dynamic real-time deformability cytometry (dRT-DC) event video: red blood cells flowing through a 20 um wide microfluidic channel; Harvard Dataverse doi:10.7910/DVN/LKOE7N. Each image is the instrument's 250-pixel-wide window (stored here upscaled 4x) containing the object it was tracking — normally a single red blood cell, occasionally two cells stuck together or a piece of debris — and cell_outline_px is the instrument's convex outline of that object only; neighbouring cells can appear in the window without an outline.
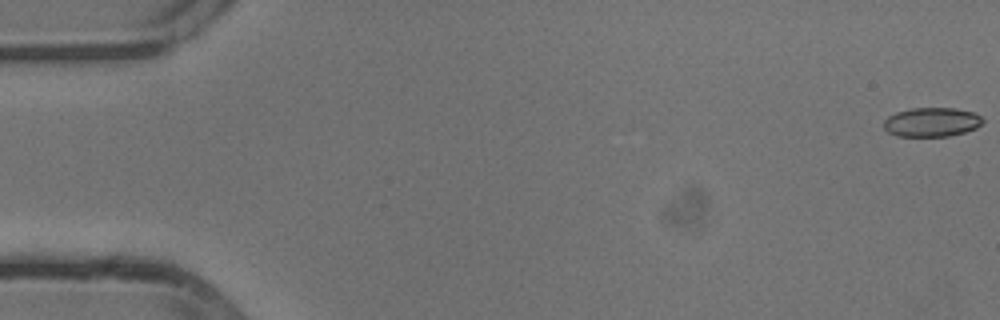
{"species": "common noctule bat (a hibernating species)", "species_latin": "Nyctalus noctula", "temperature_condition": "cold", "stored_images_in_passage": 54, "camera_frame_rate_fps": 3000, "um_per_image_px": 0.085, "animal": {"sex": "male", "body_mass_g": 13.3}, "frame": {"image": 1, "passage_image": 1, "time_ms": 0.0, "image_size_px": [1000, 320], "cell_outline_px": [[984, 120], [976, 128], [964, 132], [948, 136], [896, 136], [888, 132], [884, 128], [884, 120], [888, 116], [896, 112], [912, 108], [956, 108], [972, 112], [980, 116]], "centroid_in_image_um": [79.17, 10.38], "position_along_channel_um": 5.8, "area_um2": 16.76}}
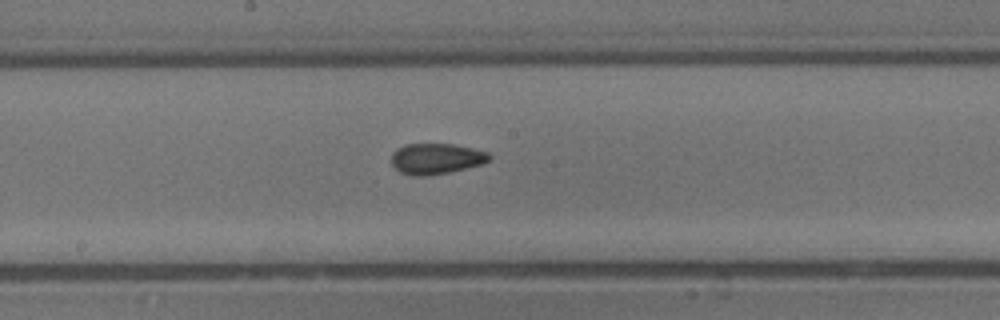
{"frame": {"image": 2, "passage_image": 29, "time_ms": 9.333, "image_size_px": [1000, 320], "cell_outline_px": [[492, 156], [484, 164], [448, 172], [428, 176], [412, 176], [400, 172], [392, 164], [392, 152], [396, 148], [404, 144], [456, 144], [488, 152]], "centroid_in_image_um": [37.07, 13.48], "position_along_channel_um": 211.1, "area_um2": 17.69}}
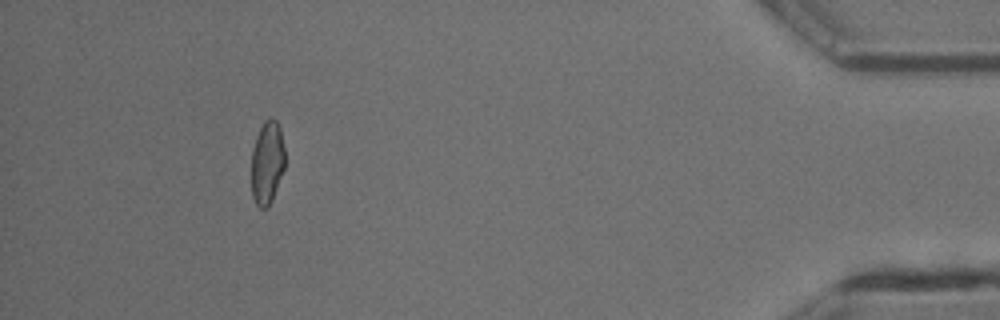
{"frame": {"image": 3, "passage_image": 50, "time_ms": 16.333, "image_size_px": [1000, 320], "cell_outline_px": [[284, 168], [272, 200], [268, 208], [260, 208], [256, 204], [252, 196], [252, 148], [256, 136], [264, 120], [268, 116], [272, 116], [276, 120], [280, 128], [284, 148]], "centroid_in_image_um": [22.7, 13.79], "position_along_channel_um": 412.5, "area_um2": 16.36}, "authors_computed_cell_mechanics": {"area_um2": 17.34, "velocity_mm_per_s": 3.8194, "shape_relaxation_time_tau1_ms": null, "shape_relaxation_time_tau2_ms": 2.492, "deformation_change_tau1": null, "deformation_change_tau2": 0.0633}}